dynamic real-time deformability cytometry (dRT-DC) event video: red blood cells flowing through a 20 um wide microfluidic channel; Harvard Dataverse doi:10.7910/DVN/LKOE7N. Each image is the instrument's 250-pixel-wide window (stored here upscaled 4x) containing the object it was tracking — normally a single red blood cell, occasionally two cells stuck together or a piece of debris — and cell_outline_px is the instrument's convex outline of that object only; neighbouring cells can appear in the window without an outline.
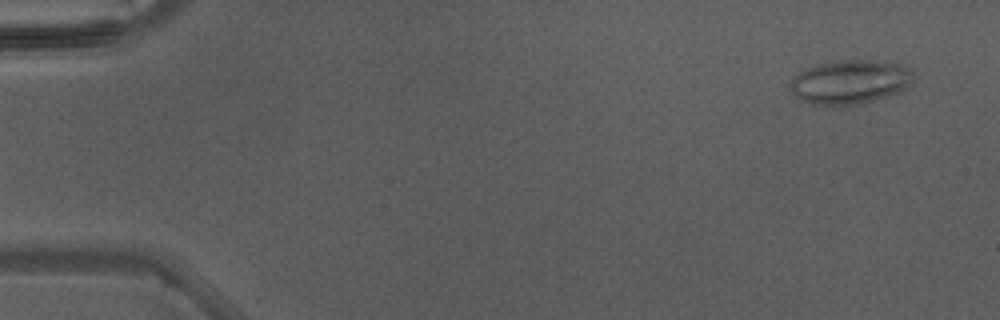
{"species": "Egyptian fruit bat (a non-hibernating species)", "species_latin": "Rousettus aegyptiacus", "temperature_condition": "warm", "stored_images_in_passage": 4, "camera_frame_rate_fps": 3000, "um_per_image_px": 0.085, "animal": {"sex": "male"}, "frame": {"image": 1, "passage_image": 1, "time_ms": 0.0, "image_size_px": [1000, 320], "cell_outline_px": [[912, 84], [900, 92], [888, 96], [872, 100], [852, 104], [808, 104], [800, 100], [788, 88], [788, 84], [800, 72], [816, 64], [844, 60], [876, 60], [900, 64], [908, 68], [912, 72]], "centroid_in_image_um": [72.25, 6.95], "position_along_channel_um": 12.8, "area_um2": 31.33}}